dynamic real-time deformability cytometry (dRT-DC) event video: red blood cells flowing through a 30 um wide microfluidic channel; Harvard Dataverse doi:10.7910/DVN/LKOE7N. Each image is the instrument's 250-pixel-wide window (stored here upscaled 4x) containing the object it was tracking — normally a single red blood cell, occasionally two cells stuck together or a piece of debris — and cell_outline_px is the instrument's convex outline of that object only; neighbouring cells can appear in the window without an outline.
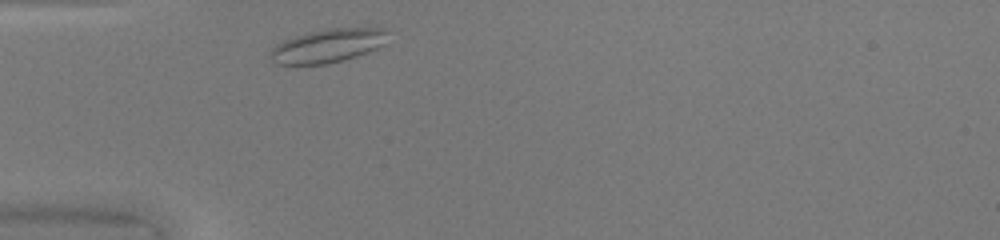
{"species": "common noctule bat (a hibernating species)", "species_latin": "Nyctalus noctula", "temperature_condition": "warm", "stored_images_in_passage": 28, "camera_frame_rate_fps": 3000, "um_per_image_px": 0.085, "animal": {"sex": "female", "body_mass_g": 20.0, "forearm_length_mm": 54.0}, "frame": {"image": 1, "passage_image": 2, "time_ms": 0.333, "image_size_px": [1000, 240], "cell_outline_px": [[388, 32], [384, 44], [368, 52], [344, 60], [328, 64], [276, 64], [268, 56], [272, 48], [276, 44], [284, 40], [308, 32], [328, 28], [384, 28]], "centroid_in_image_um": [27.84, 3.89], "position_along_channel_um": 57.2, "area_um2": 23.0}}
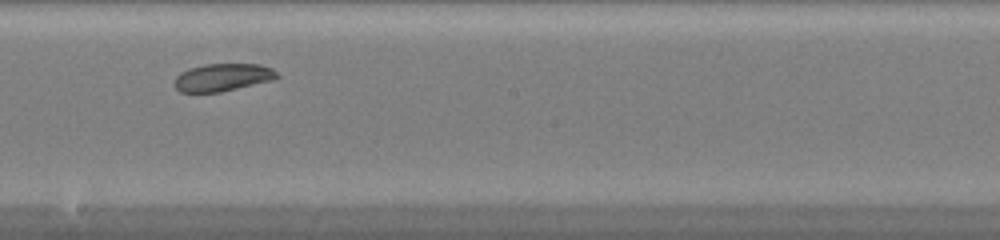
{"frame": {"image": 2, "passage_image": 15, "time_ms": 4.667, "image_size_px": [1000, 240], "cell_outline_px": [[280, 76], [276, 80], [220, 92], [180, 92], [172, 84], [176, 76], [180, 72], [188, 68], [204, 64], [260, 64], [272, 68]], "centroid_in_image_um": [18.93, 6.57], "position_along_channel_um": 229.3, "area_um2": 16.82}}
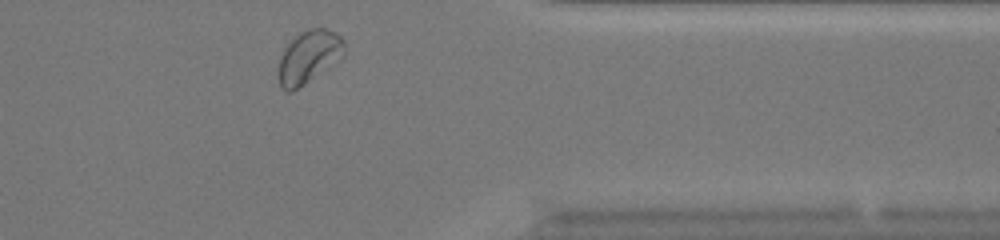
{"frame": {"image": 3, "passage_image": 27, "time_ms": 8.667, "image_size_px": [1000, 240], "cell_outline_px": [[344, 56], [304, 84], [292, 92], [288, 92], [280, 88], [276, 76], [276, 68], [280, 56], [284, 48], [300, 32], [308, 28], [324, 28], [336, 32], [344, 40]], "centroid_in_image_um": [26.19, 4.85], "position_along_channel_um": 385.2, "area_um2": 20.52}, "authors_computed_cell_mechanics": {"area_um2": 17.1666, "velocity_mm_per_s": 4.1761, "shape_relaxation_time_tau1_ms": null, "shape_relaxation_time_tau2_ms": 2.1637, "deformation_change_tau1": null, "deformation_change_tau2": 0.0674}}